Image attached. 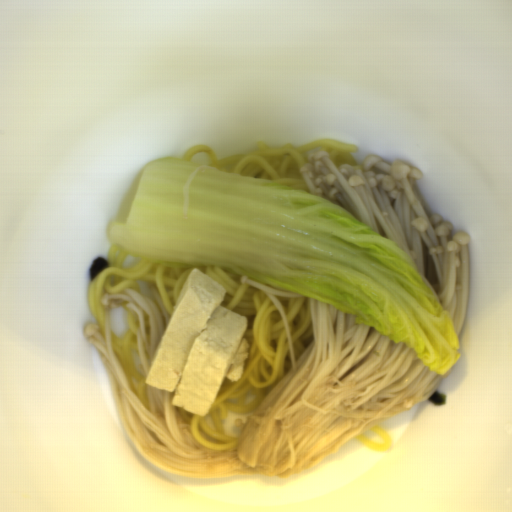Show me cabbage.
Listing matches in <instances>:
<instances>
[{"label": "cabbage", "instance_id": "obj_1", "mask_svg": "<svg viewBox=\"0 0 512 512\" xmlns=\"http://www.w3.org/2000/svg\"><path fill=\"white\" fill-rule=\"evenodd\" d=\"M163 157L146 163L109 242L169 266H214L327 303L415 351L440 375L460 356L445 307L410 256L321 196Z\"/></svg>", "mask_w": 512, "mask_h": 512}]
</instances>
